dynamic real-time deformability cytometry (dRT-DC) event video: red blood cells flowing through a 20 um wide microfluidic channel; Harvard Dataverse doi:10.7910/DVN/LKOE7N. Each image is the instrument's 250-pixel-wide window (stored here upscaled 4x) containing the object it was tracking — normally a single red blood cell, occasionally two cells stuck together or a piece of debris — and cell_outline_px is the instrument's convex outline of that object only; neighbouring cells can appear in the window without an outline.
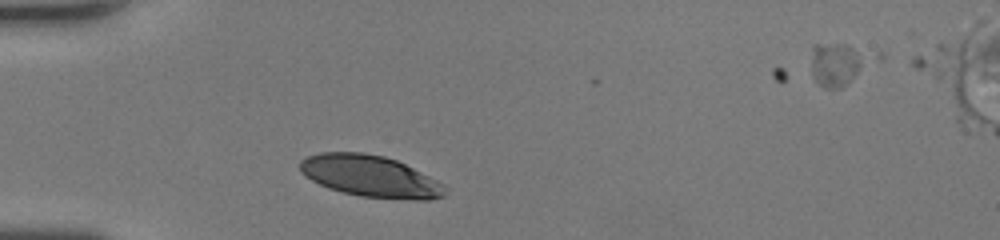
{"species": "human", "species_latin": "Homo sapiens", "temperature_condition": "room temperature", "stored_images_in_passage": 27, "camera_frame_rate_fps": 3000, "um_per_image_px": 0.085, "donor": {"sex": "female"}, "frame": {"image": 1, "passage_image": 1, "time_ms": 0.0, "image_size_px": [1000, 240], "cell_outline_px": [[448, 192], [444, 196], [428, 200], [416, 200], [360, 196], [328, 188], [312, 180], [300, 172], [300, 160], [308, 156], [320, 152], [364, 152], [384, 156], [396, 160], [444, 184], [448, 188]], "centroid_in_image_um": [31.49, 14.98], "position_along_channel_um": 53.5, "area_um2": 35.08}}
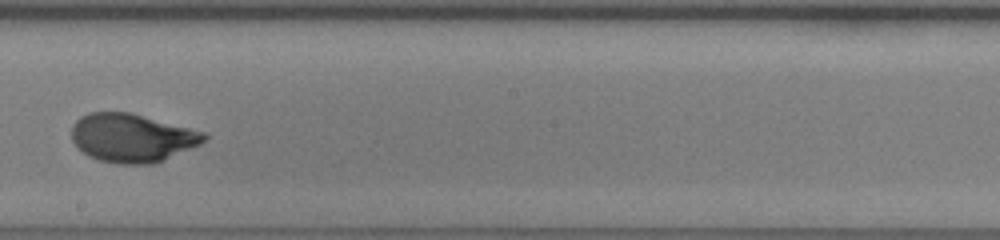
{"frame": {"image": 2, "passage_image": 15, "time_ms": 4.667, "image_size_px": [1000, 240], "cell_outline_px": [[208, 136], [200, 144], [164, 160], [152, 164], [120, 164], [100, 160], [88, 156], [72, 140], [72, 124], [80, 116], [88, 112], [128, 112], [204, 132]], "centroid_in_image_um": [11.2, 11.72], "position_along_channel_um": 237.0, "area_um2": 37.05}}
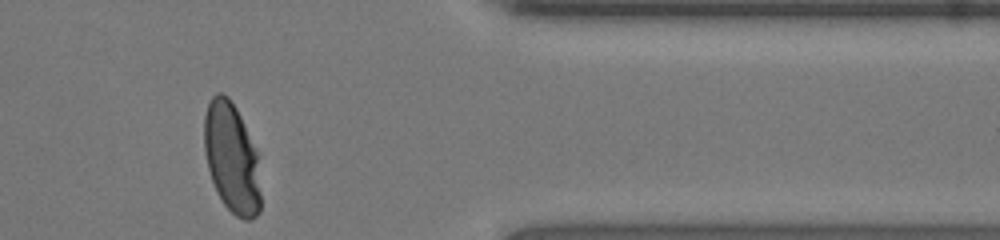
{"frame": {"image": 3, "passage_image": 27, "time_ms": 8.667, "image_size_px": [1000, 240], "cell_outline_px": [[260, 212], [256, 216], [248, 220], [244, 220], [236, 216], [224, 204], [212, 180], [208, 168], [204, 152], [204, 116], [208, 104], [212, 96], [216, 92], [220, 92], [228, 96], [236, 108], [240, 116], [256, 152], [260, 192]], "centroid_in_image_um": [19.67, 13.42], "position_along_channel_um": 391.7, "area_um2": 35.78}, "authors_computed_cell_mechanics": {"area_um2": 37.1654, "velocity_mm_per_s": 4.3074, "shape_relaxation_time_tau1_ms": 4.4605, "shape_relaxation_time_tau2_ms": null, "deformation_change_tau1": 0.2134, "deformation_change_tau2": null}}